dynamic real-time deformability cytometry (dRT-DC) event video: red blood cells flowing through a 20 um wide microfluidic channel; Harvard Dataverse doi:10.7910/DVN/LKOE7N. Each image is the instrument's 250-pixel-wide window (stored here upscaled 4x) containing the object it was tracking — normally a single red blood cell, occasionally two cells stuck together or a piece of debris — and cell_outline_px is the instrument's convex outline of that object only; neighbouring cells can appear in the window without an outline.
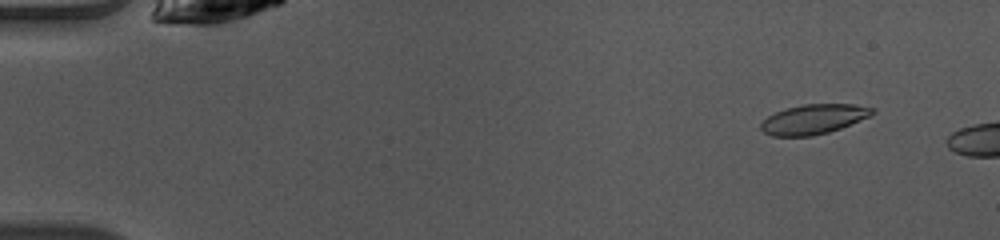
{"species": "common noctule bat (a hibernating species)", "species_latin": "Nyctalus noctula", "temperature_condition": "warm", "stored_images_in_passage": 10, "camera_frame_rate_fps": 3000, "um_per_image_px": 0.085, "animal": {"sex": "female", "body_mass_g": 10.0, "forearm_length_mm": 53.1}, "frame": {"image": 1, "passage_image": 5, "time_ms": 1.333, "image_size_px": [1000, 240], "cell_outline_px": [[876, 112], [868, 116], [840, 128], [828, 132], [812, 136], [772, 136], [764, 132], [760, 128], [760, 124], [768, 116], [776, 112], [788, 108], [804, 104], [852, 104], [872, 108]], "centroid_in_image_um": [69.12, 10.14], "position_along_channel_um": 15.9, "area_um2": 18.96}}